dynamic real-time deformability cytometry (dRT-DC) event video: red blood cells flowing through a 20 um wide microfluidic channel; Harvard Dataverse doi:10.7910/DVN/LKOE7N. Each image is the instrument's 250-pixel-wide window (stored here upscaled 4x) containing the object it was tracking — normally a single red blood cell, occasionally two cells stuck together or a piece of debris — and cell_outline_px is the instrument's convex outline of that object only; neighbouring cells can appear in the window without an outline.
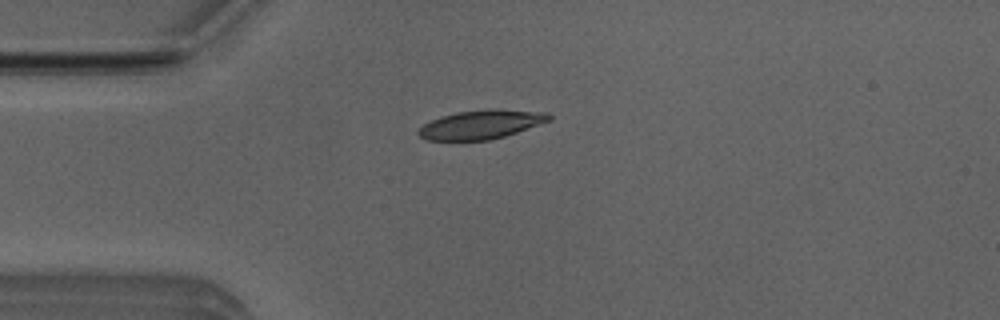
{"species": "Egyptian fruit bat (a non-hibernating species)", "species_latin": "Rousettus aegyptiacus", "temperature_condition": "room temperature", "stored_images_in_passage": 3, "camera_frame_rate_fps": 3000, "um_per_image_px": 0.085, "animal": {"sex": "male"}, "frame": {"image": 1, "passage_image": 3, "time_ms": 0.667, "image_size_px": [1000, 320], "cell_outline_px": [[552, 120], [504, 136], [488, 140], [428, 140], [420, 136], [416, 132], [424, 124], [440, 116], [456, 112], [548, 112], [552, 116]], "centroid_in_image_um": [40.83, 10.64], "position_along_channel_um": 44.2, "area_um2": 20.69}}